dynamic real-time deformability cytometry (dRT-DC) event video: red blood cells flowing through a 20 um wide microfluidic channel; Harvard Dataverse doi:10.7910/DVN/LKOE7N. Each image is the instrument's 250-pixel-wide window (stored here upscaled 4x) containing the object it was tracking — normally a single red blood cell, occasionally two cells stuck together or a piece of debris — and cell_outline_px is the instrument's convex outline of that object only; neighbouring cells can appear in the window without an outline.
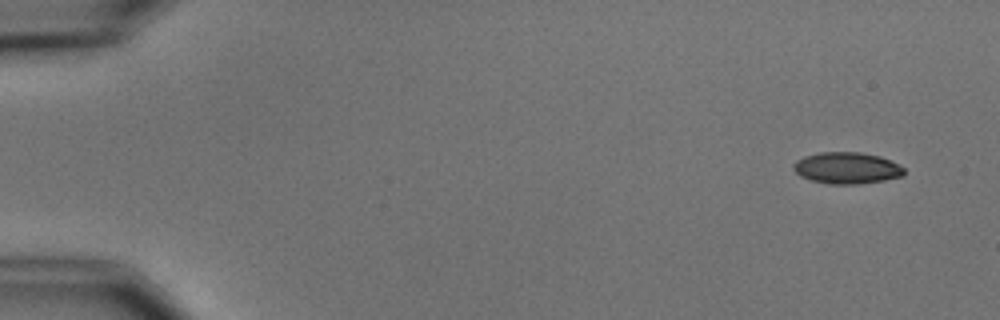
{"species": "common noctule bat (a hibernating species)", "species_latin": "Nyctalus noctula", "temperature_condition": "cold", "stored_images_in_passage": 5, "camera_frame_rate_fps": 3000, "um_per_image_px": 0.085, "animal": {"sex": "male", "body_mass_g": 15.6}, "frame": {"image": 1, "passage_image": 1, "time_ms": 0.0, "image_size_px": [1000, 320], "cell_outline_px": [[904, 176], [884, 180], [856, 184], [832, 184], [812, 180], [800, 176], [792, 168], [796, 160], [804, 156], [820, 152], [860, 152], [880, 156], [904, 168]], "centroid_in_image_um": [71.96, 14.27], "position_along_channel_um": 13.0, "area_um2": 20.17}}
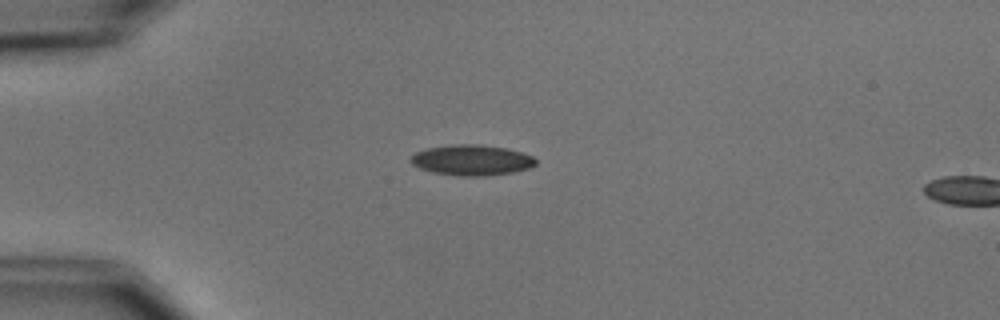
{"frame": {"image": 2, "passage_image": 4, "time_ms": 3.667, "image_size_px": [1000, 320], "cell_outline_px": [[536, 164], [528, 168], [512, 172], [484, 176], [460, 176], [432, 172], [420, 168], [412, 164], [408, 160], [416, 152], [424, 148], [452, 144], [480, 144], [508, 148], [532, 156], [536, 160]], "centroid_in_image_um": [40.06, 13.6], "position_along_channel_um": 44.9, "area_um2": 22.37}}